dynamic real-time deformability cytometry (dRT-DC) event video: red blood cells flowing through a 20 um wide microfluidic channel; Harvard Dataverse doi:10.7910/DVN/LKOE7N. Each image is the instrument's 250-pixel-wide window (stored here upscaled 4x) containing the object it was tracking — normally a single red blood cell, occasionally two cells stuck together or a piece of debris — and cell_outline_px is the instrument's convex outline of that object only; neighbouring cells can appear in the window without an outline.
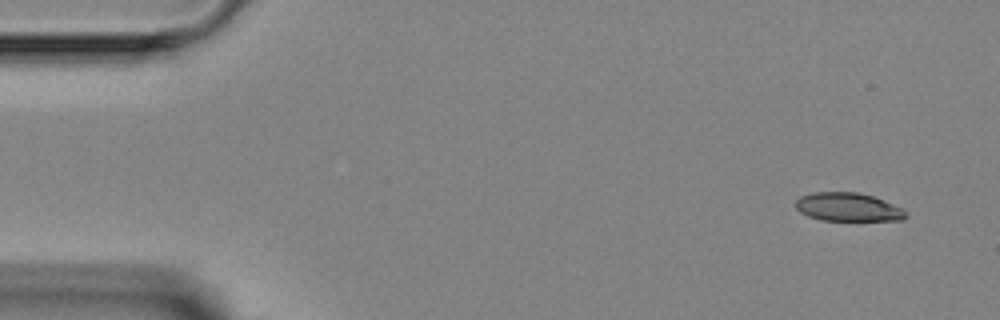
{"species": "Egyptian fruit bat (a non-hibernating species)", "species_latin": "Rousettus aegyptiacus", "temperature_condition": "room temperature", "stored_images_in_passage": 4, "camera_frame_rate_fps": 3000, "um_per_image_px": 0.085, "animal": {"sex": "female"}, "frame": {"image": 1, "passage_image": 1, "time_ms": 0.0, "image_size_px": [1000, 320], "cell_outline_px": [[908, 216], [900, 220], [820, 220], [808, 216], [800, 212], [796, 208], [796, 200], [800, 196], [812, 192], [856, 192], [872, 196], [884, 200], [900, 208]], "centroid_in_image_um": [72.03, 17.59], "position_along_channel_um": 13.0, "area_um2": 18.09}}
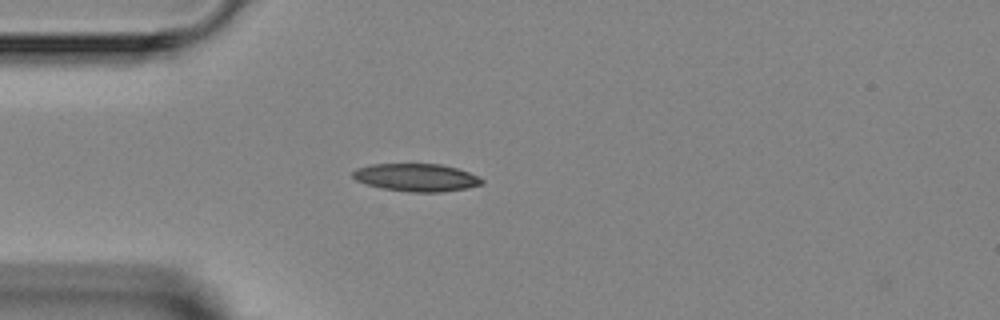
{"frame": {"image": 2, "passage_image": 4, "time_ms": 3.333, "image_size_px": [1000, 320], "cell_outline_px": [[484, 184], [468, 188], [444, 192], [408, 192], [380, 188], [356, 180], [352, 176], [352, 172], [356, 168], [372, 164], [440, 164], [456, 168], [468, 172], [484, 180]], "centroid_in_image_um": [35.39, 15.09], "position_along_channel_um": 49.6, "area_um2": 20.92}}